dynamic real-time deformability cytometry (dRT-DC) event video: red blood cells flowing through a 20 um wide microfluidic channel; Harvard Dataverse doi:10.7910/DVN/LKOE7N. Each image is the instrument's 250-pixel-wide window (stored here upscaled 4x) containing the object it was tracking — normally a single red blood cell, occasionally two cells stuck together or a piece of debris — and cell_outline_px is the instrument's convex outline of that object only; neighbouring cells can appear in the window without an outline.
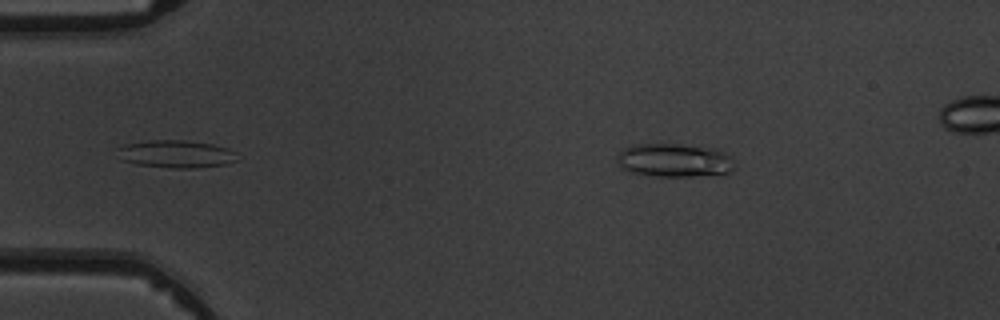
{"species": "common noctule bat (a hibernating species)", "species_latin": "Nyctalus noctula", "temperature_condition": "warm", "stored_images_in_passage": 5, "camera_frame_rate_fps": 3000, "um_per_image_px": 0.085, "animal": {"sex": "male", "body_mass_g": 19.5, "forearm_length_mm": 54.6}, "frame": {"image": 1, "passage_image": 5, "time_ms": 4.667, "image_size_px": [1000, 320], "cell_outline_px": [[736, 168], [732, 172], [692, 176], [656, 176], [632, 172], [620, 168], [616, 156], [624, 148], [632, 144], [680, 144], [712, 148], [724, 152], [732, 156], [736, 164]], "centroid_in_image_um": [57.34, 13.62], "position_along_channel_um": 27.7, "area_um2": 23.12}}